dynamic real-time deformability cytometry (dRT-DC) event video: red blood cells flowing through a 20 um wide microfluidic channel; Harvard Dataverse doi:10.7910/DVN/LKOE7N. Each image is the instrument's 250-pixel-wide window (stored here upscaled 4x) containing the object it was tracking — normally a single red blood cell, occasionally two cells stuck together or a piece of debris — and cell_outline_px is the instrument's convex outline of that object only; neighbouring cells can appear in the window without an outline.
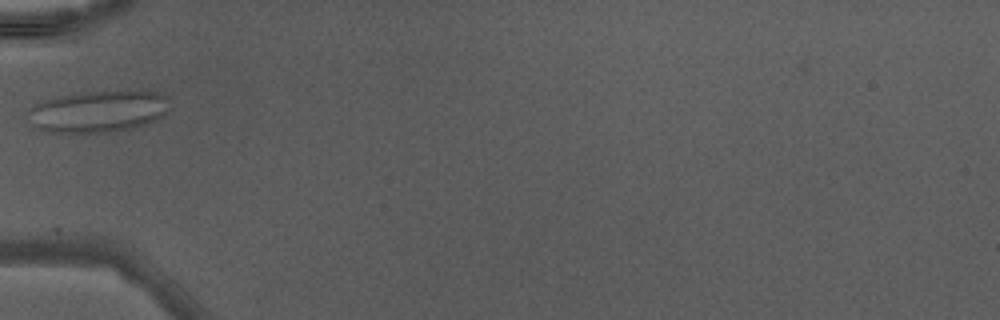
{"species": "Egyptian fruit bat (a non-hibernating species)", "species_latin": "Rousettus aegyptiacus", "temperature_condition": "warm", "stored_images_in_passage": 8, "camera_frame_rate_fps": 3000, "um_per_image_px": 0.085, "animal": {"sex": "male"}, "frame": {"image": 1, "passage_image": 1, "time_ms": 0.0, "image_size_px": [1000, 320], "cell_outline_px": [[168, 112], [156, 120], [148, 124], [132, 128], [112, 132], [44, 132], [32, 128], [28, 124], [28, 108], [40, 100], [56, 96], [88, 92], [164, 92], [168, 96]], "centroid_in_image_um": [8.27, 9.49], "position_along_channel_um": 76.7, "area_um2": 34.91}}